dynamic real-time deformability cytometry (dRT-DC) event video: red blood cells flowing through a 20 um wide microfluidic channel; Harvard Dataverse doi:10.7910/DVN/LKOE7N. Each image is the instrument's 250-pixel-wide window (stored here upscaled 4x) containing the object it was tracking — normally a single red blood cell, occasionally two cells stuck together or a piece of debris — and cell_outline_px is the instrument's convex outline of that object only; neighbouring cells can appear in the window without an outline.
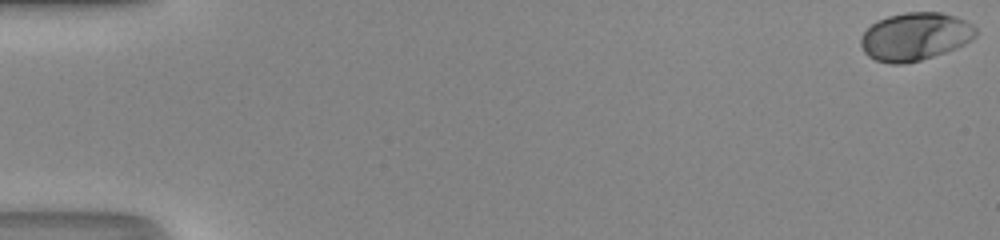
{"species": "human", "species_latin": "Homo sapiens", "temperature_condition": "room temperature", "stored_images_in_passage": 52, "camera_frame_rate_fps": 3000, "um_per_image_px": 0.085, "donor": {"sex": "male"}, "frame": {"image": 1, "passage_image": 1, "time_ms": 0.0, "image_size_px": [1000, 240], "cell_outline_px": [[976, 36], [972, 40], [956, 48], [920, 60], [904, 64], [888, 64], [876, 60], [868, 56], [864, 52], [860, 44], [860, 40], [864, 32], [876, 20], [888, 16], [908, 12], [940, 12], [956, 16], [972, 24], [976, 28]], "centroid_in_image_um": [77.77, 3.11], "position_along_channel_um": 7.2, "area_um2": 32.14}}
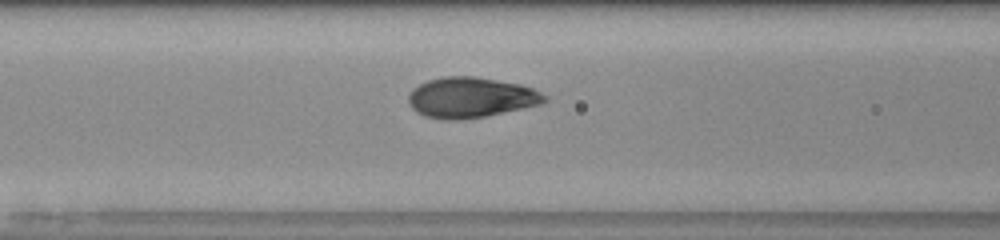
{"frame": {"image": 2, "passage_image": 23, "time_ms": 7.333, "image_size_px": [1000, 240], "cell_outline_px": [[548, 100], [540, 104], [484, 116], [460, 120], [444, 120], [424, 116], [416, 112], [408, 104], [408, 96], [412, 88], [428, 80], [444, 76], [472, 76], [520, 84], [532, 88], [548, 96]], "centroid_in_image_um": [39.98, 8.29], "position_along_channel_um": 126.6, "area_um2": 32.02}}
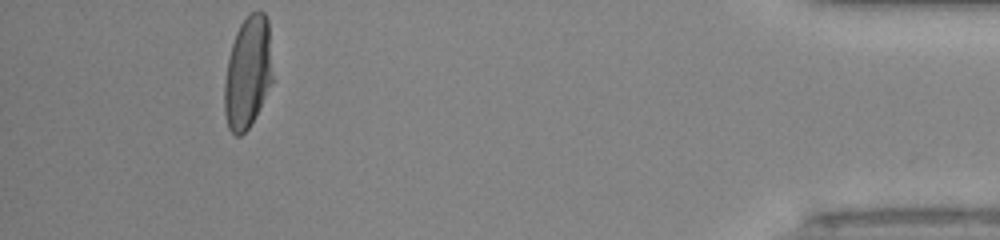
{"frame": {"image": 3, "passage_image": 48, "time_ms": 15.667, "image_size_px": [1000, 240], "cell_outline_px": [[272, 80], [248, 128], [240, 136], [236, 136], [228, 128], [224, 112], [224, 84], [228, 60], [232, 44], [236, 32], [240, 24], [252, 12], [264, 12], [268, 20], [272, 76]], "centroid_in_image_um": [21.03, 6.16], "position_along_channel_um": 414.2, "area_um2": 30.75}, "authors_computed_cell_mechanics": {"area_um2": 31.6455, "velocity_mm_per_s": 4.2014, "shape_relaxation_time_tau1_ms": 2.8795, "shape_relaxation_time_tau2_ms": null, "deformation_change_tau1": 0.1719, "deformation_change_tau2": null}}